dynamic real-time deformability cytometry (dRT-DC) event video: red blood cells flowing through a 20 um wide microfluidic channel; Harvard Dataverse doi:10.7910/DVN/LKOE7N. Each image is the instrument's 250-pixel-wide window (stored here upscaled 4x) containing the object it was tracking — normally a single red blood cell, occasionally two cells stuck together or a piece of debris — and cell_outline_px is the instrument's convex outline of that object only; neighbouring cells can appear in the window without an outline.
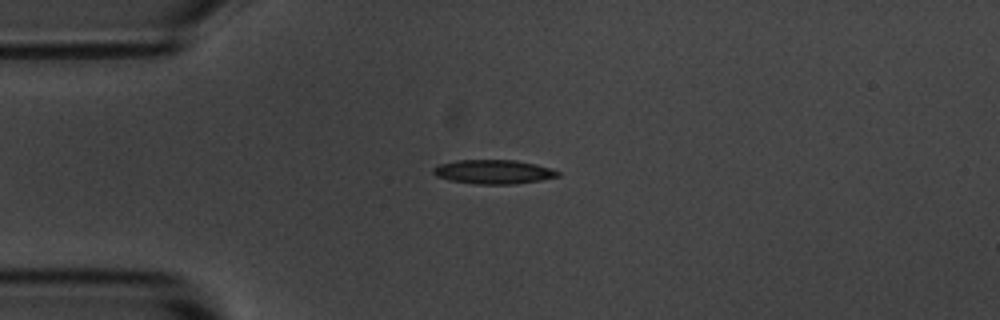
{"species": "common noctule bat (a hibernating species)", "species_latin": "Nyctalus noctula", "temperature_condition": "room temperature", "stored_images_in_passage": 3, "camera_frame_rate_fps": 3000, "um_per_image_px": 0.085, "animal": {"sex": "male", "body_mass_g": 20.1, "forearm_length_mm": 53.5}, "frame": {"image": 1, "passage_image": 1, "time_ms": 0.0, "image_size_px": [1000, 320], "cell_outline_px": [[560, 176], [540, 180], [512, 184], [476, 184], [452, 180], [436, 176], [432, 172], [432, 168], [440, 164], [456, 160], [516, 160], [536, 164], [560, 172]], "centroid_in_image_um": [41.93, 14.6], "position_along_channel_um": 43.1, "area_um2": 17.34}}